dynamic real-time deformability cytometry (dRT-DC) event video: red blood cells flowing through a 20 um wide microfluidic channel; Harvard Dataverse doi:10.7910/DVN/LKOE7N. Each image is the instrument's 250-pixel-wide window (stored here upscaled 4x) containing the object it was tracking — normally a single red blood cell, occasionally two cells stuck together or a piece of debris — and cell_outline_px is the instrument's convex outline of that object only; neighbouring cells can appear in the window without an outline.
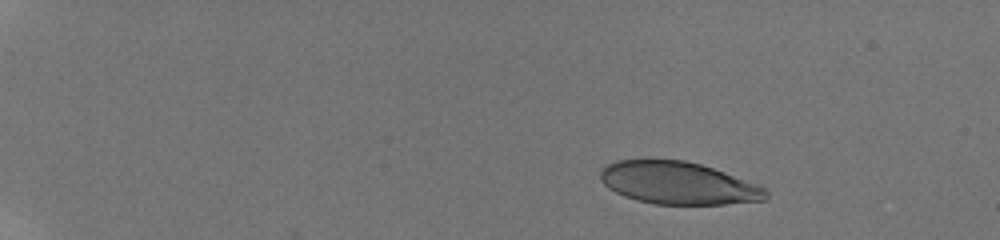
{"species": "human", "species_latin": "Homo sapiens", "temperature_condition": "room temperature", "stored_images_in_passage": 23, "camera_frame_rate_fps": 3000, "um_per_image_px": 0.085, "donor": {"sex": "male"}, "frame": {"image": 1, "passage_image": 1, "time_ms": 0.0, "image_size_px": [1000, 240], "cell_outline_px": [[768, 196], [764, 200], [724, 204], [656, 204], [636, 200], [624, 196], [608, 188], [600, 180], [600, 168], [616, 160], [644, 156], [684, 160], [700, 164], [724, 172], [756, 184], [764, 188], [768, 192]], "centroid_in_image_um": [57.54, 15.51], "position_along_channel_um": 27.5, "area_um2": 41.67}}
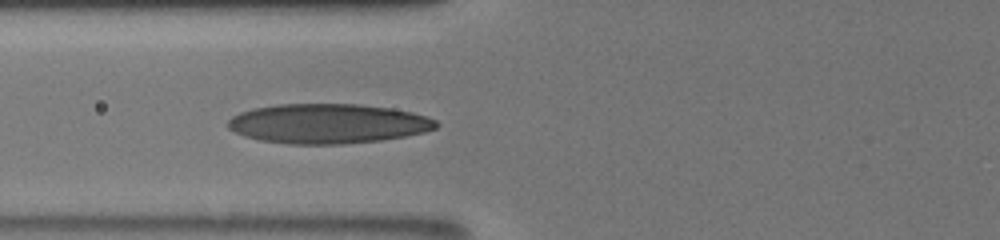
{"frame": {"image": 2, "passage_image": 19, "time_ms": 5.333, "image_size_px": [1000, 240], "cell_outline_px": [[440, 124], [436, 128], [424, 132], [404, 136], [380, 140], [340, 144], [288, 144], [260, 140], [244, 136], [228, 128], [228, 120], [232, 116], [240, 112], [252, 108], [276, 104], [360, 104], [392, 108], [412, 112], [428, 116], [436, 120]], "centroid_in_image_um": [27.88, 10.5], "position_along_channel_um": 97.9, "area_um2": 48.32}}
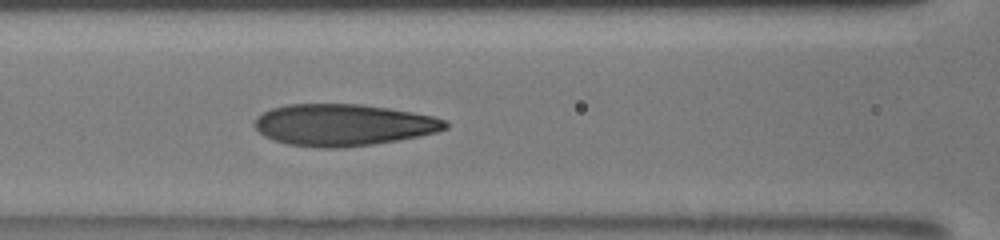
{"frame": {"image": 3, "passage_image": 23, "time_ms": 6.333, "image_size_px": [1000, 240], "cell_outline_px": [[448, 128], [436, 132], [420, 136], [372, 144], [344, 148], [320, 148], [288, 144], [272, 140], [264, 136], [256, 128], [256, 116], [272, 108], [288, 104], [360, 104], [388, 108], [412, 112], [432, 116], [448, 120]], "centroid_in_image_um": [29.19, 10.62], "position_along_channel_um": 137.4, "area_um2": 46.36}}